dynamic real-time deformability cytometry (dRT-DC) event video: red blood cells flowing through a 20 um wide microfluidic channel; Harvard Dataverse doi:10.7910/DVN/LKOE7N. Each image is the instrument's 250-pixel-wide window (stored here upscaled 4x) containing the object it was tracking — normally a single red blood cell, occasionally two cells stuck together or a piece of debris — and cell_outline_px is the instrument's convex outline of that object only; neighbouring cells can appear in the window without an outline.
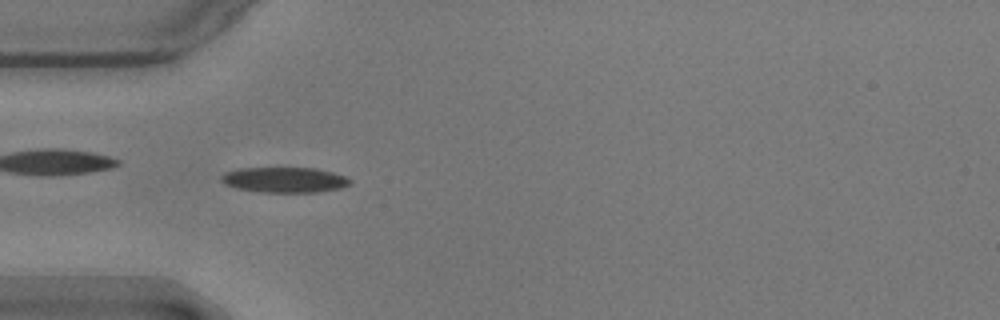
{"species": "common noctule bat (a hibernating species)", "species_latin": "Nyctalus noctula", "temperature_condition": "warm", "stored_images_in_passage": 40, "camera_frame_rate_fps": 3000, "um_per_image_px": 0.085, "animal": {"sex": "male", "body_mass_g": 17.9}, "frame": {"image": 1, "passage_image": 1, "time_ms": 0.0, "image_size_px": [1000, 320], "cell_outline_px": [[352, 180], [348, 184], [340, 188], [316, 192], [260, 192], [236, 188], [224, 184], [220, 180], [220, 176], [224, 172], [240, 168], [316, 168], [332, 172], [344, 176]], "centroid_in_image_um": [24.13, 15.28], "position_along_channel_um": 60.9, "area_um2": 19.02}}
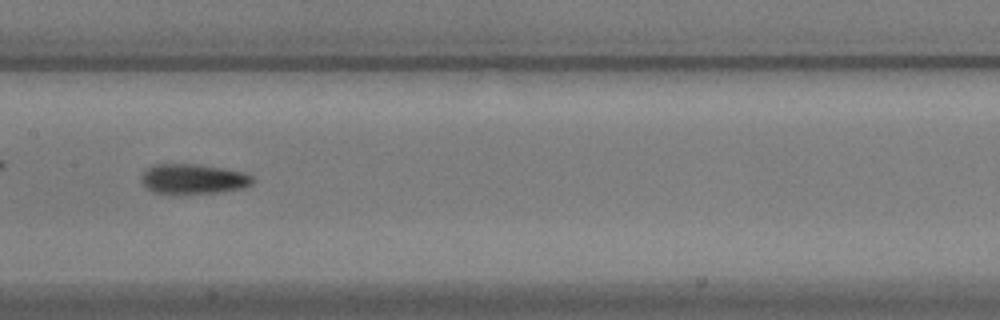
{"frame": {"image": 2, "passage_image": 12, "time_ms": 3.667, "image_size_px": [1000, 320], "cell_outline_px": [[256, 180], [252, 184], [240, 188], [216, 192], [152, 192], [140, 180], [140, 176], [152, 164], [200, 164], [228, 168], [244, 172], [252, 176]], "centroid_in_image_um": [16.46, 15.17], "position_along_channel_um": 190.9, "area_um2": 19.19}}
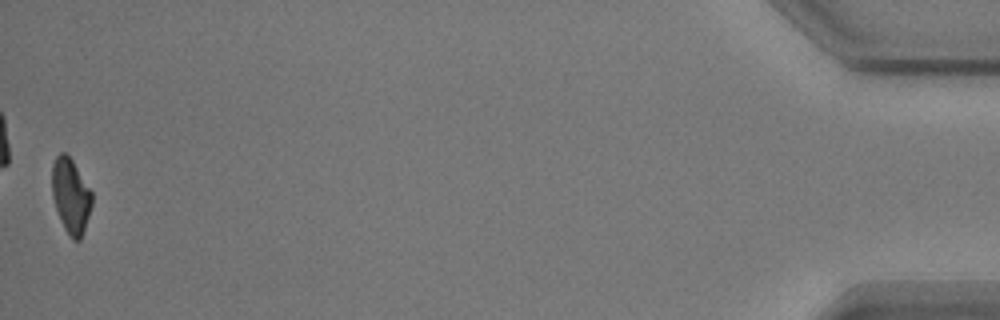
{"frame": {"image": 3, "passage_image": 40, "time_ms": 13.0, "image_size_px": [1000, 320], "cell_outline_px": [[92, 204], [80, 240], [72, 240], [64, 228], [60, 220], [52, 196], [52, 164], [56, 156], [60, 152], [64, 152], [72, 160], [92, 192]], "centroid_in_image_um": [6.0, 16.64], "position_along_channel_um": 429.2, "area_um2": 17.22}, "authors_computed_cell_mechanics": {"area_um2": 19.0162, "velocity_mm_per_s": 3.5739, "shape_relaxation_time_tau1_ms": 6.5476, "shape_relaxation_time_tau2_ms": 4.1442, "deformation_change_tau1": 0.1632, "deformation_change_tau2": 0.105}}